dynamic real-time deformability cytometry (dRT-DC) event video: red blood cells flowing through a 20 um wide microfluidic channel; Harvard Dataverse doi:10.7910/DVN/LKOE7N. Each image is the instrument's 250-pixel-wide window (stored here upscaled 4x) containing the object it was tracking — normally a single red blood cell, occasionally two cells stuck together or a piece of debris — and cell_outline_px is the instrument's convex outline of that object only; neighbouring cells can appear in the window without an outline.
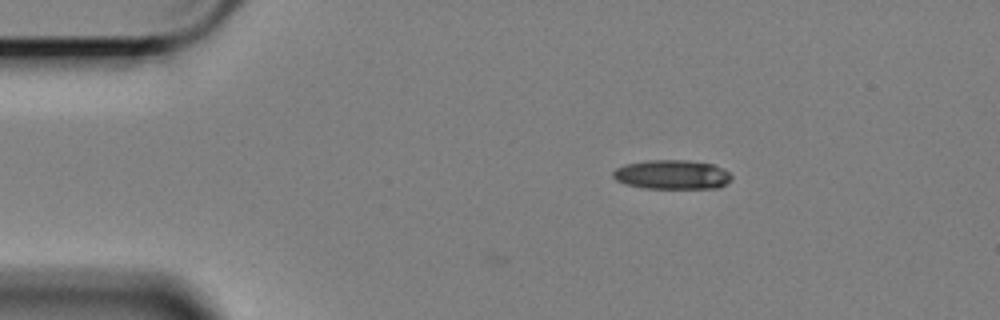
{"species": "Egyptian fruit bat (a non-hibernating species)", "species_latin": "Rousettus aegyptiacus", "temperature_condition": "cold", "stored_images_in_passage": 9, "camera_frame_rate_fps": 3000, "um_per_image_px": 0.085, "animal": {"sex": "female"}, "frame": {"image": 1, "passage_image": 9, "time_ms": 2.667, "image_size_px": [1000, 320], "cell_outline_px": [[732, 180], [720, 188], [644, 188], [624, 184], [616, 180], [612, 176], [612, 172], [616, 168], [624, 164], [648, 160], [688, 160], [712, 164], [724, 168], [732, 176]], "centroid_in_image_um": [57.13, 14.84], "position_along_channel_um": 27.9, "area_um2": 20.46}}